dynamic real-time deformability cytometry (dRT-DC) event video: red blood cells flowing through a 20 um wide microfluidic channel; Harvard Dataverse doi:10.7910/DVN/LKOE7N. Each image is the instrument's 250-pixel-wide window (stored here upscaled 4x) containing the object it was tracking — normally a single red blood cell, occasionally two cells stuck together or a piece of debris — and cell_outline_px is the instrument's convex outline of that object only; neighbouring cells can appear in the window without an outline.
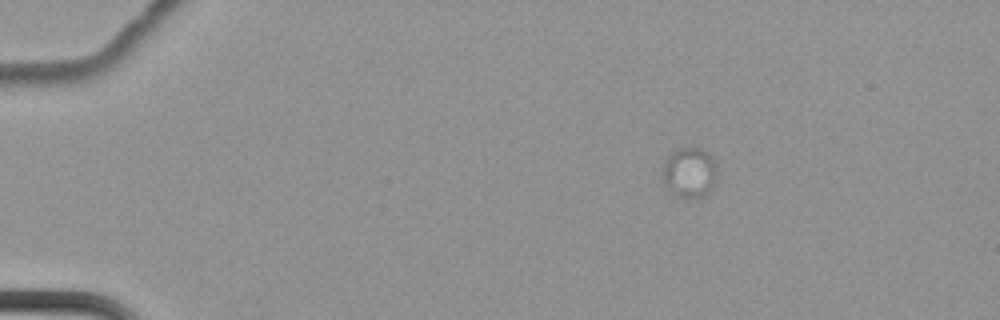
{"species": "common noctule bat (a hibernating species)", "species_latin": "Nyctalus noctula", "temperature_condition": "cold", "stored_images_in_passage": 3, "camera_frame_rate_fps": 3000, "um_per_image_px": 0.085, "animal": {"sex": "female", "body_mass_g": 22.7, "forearm_length_mm": 54.2}, "frame": {"image": 1, "passage_image": 1, "time_ms": 0.0, "image_size_px": [1000, 320], "cell_outline_px": [[716, 180], [708, 192], [704, 196], [680, 196], [668, 188], [664, 180], [660, 168], [664, 160], [676, 148], [696, 148], [704, 152], [716, 164]], "centroid_in_image_um": [58.56, 14.63], "position_along_channel_um": 26.4, "area_um2": 15.49}}